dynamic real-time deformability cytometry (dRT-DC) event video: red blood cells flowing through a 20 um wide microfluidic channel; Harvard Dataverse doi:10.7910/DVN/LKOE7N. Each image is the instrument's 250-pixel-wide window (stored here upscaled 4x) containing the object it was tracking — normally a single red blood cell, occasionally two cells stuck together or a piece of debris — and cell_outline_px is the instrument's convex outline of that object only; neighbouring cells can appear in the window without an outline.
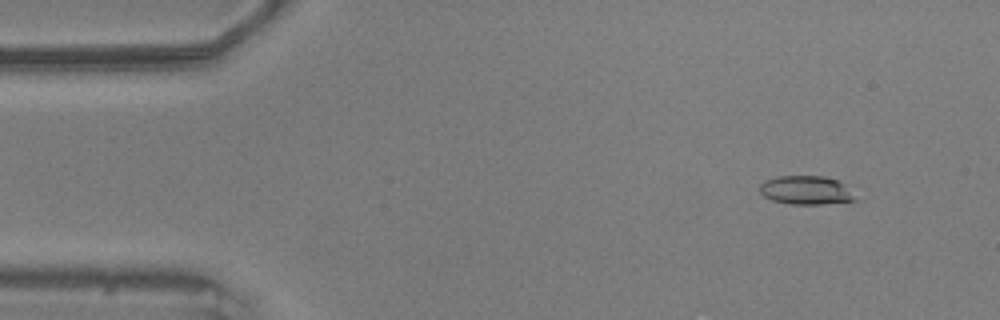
{"species": "common noctule bat (a hibernating species)", "species_latin": "Nyctalus noctula", "temperature_condition": "warm", "stored_images_in_passage": 55, "camera_frame_rate_fps": 3000, "um_per_image_px": 0.085, "animal": {"sex": "male", "body_mass_g": 20.5, "forearm_length_mm": 52.5}, "frame": {"image": 1, "passage_image": 4, "time_ms": 1.0, "image_size_px": [1000, 320], "cell_outline_px": [[860, 200], [820, 204], [792, 204], [772, 200], [764, 196], [760, 192], [760, 184], [764, 180], [780, 176], [824, 176], [836, 180], [844, 184]], "centroid_in_image_um": [68.53, 16.17], "position_along_channel_um": 16.5, "area_um2": 15.95}}
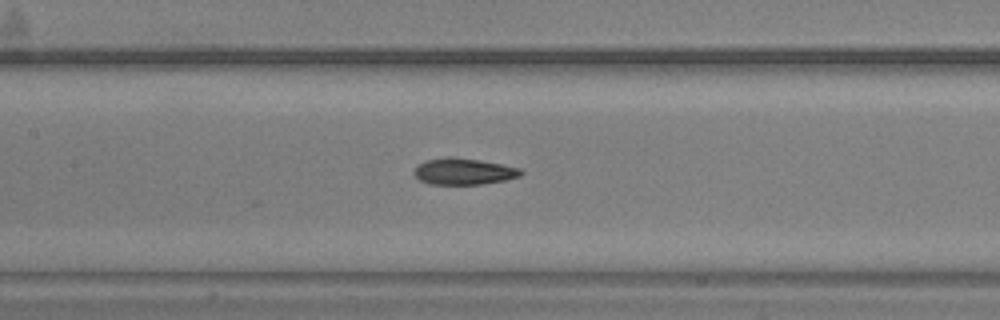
{"frame": {"image": 2, "passage_image": 24, "time_ms": 7.667, "image_size_px": [1000, 320], "cell_outline_px": [[524, 172], [520, 176], [504, 180], [480, 184], [428, 184], [420, 180], [412, 172], [416, 164], [424, 160], [448, 156], [452, 156], [480, 160], [520, 168]], "centroid_in_image_um": [39.35, 14.56], "position_along_channel_um": 168.0, "area_um2": 16.59}}
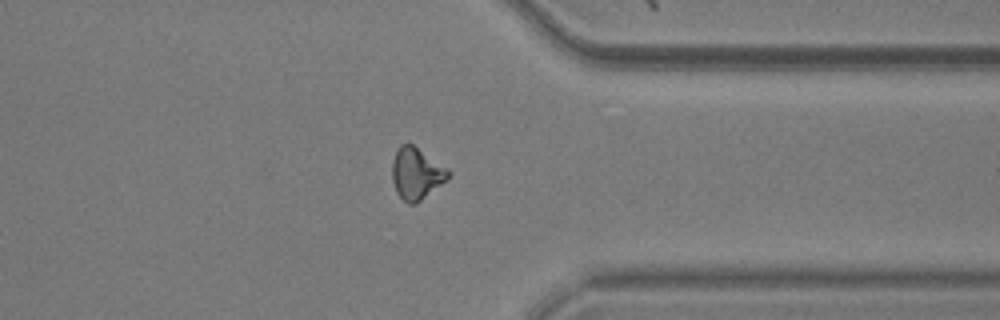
{"frame": {"image": 3, "passage_image": 42, "time_ms": 13.667, "image_size_px": [1000, 320], "cell_outline_px": [[452, 172], [448, 180], [416, 204], [408, 204], [396, 192], [392, 180], [392, 160], [400, 144], [412, 144], [448, 168]], "centroid_in_image_um": [35.41, 14.76], "position_along_channel_um": 376.0, "area_um2": 17.05}, "authors_computed_cell_mechanics": {"area_um2": 16.4152, "velocity_mm_per_s": 3.5862, "shape_relaxation_time_tau1_ms": null, "shape_relaxation_time_tau2_ms": 3.485, "deformation_change_tau1": null, "deformation_change_tau2": 0.12}}